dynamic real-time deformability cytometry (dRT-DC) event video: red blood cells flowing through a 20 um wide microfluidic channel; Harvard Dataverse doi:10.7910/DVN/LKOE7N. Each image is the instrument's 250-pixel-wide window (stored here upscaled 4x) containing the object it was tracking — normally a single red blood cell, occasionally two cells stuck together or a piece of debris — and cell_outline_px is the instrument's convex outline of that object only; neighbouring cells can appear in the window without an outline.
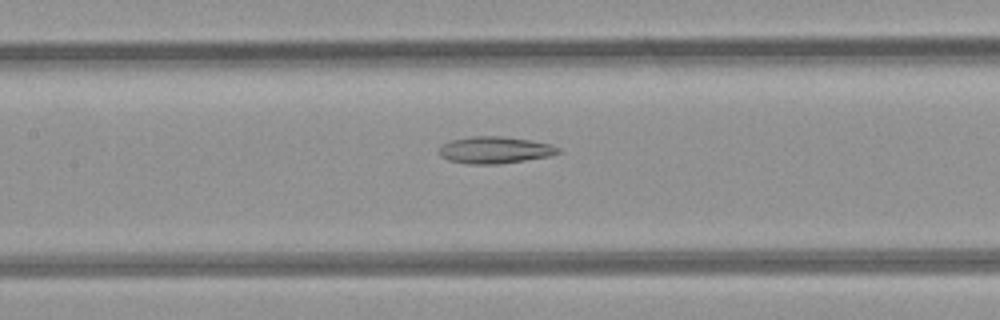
{"species": "common noctule bat (a hibernating species)", "species_latin": "Nyctalus noctula", "temperature_condition": "room temperature", "stored_images_in_passage": 37, "camera_frame_rate_fps": 3000, "um_per_image_px": 0.085, "animal": {"sex": "female", "body_mass_g": 21.9}, "frame": {"image": 1, "passage_image": 11, "time_ms": 3.333, "image_size_px": [1000, 320], "cell_outline_px": [[560, 152], [548, 156], [524, 160], [496, 164], [468, 164], [448, 160], [440, 156], [440, 148], [444, 144], [452, 140], [472, 136], [500, 136], [532, 140], [552, 144], [560, 148]], "centroid_in_image_um": [42.08, 12.74], "position_along_channel_um": 165.3, "area_um2": 18.5}}
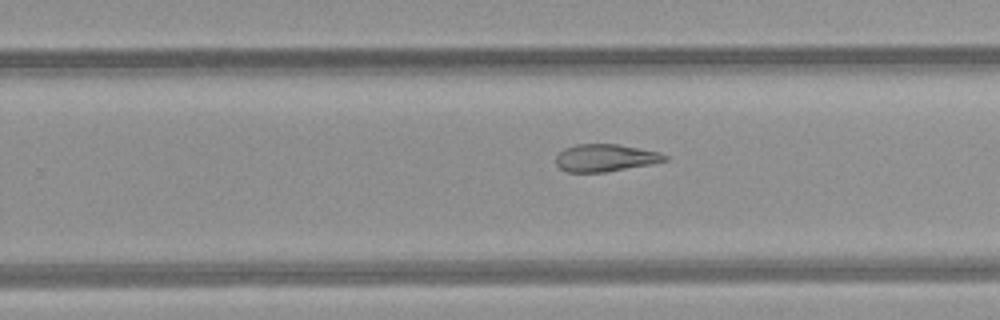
{"frame": {"image": 2, "passage_image": 19, "time_ms": 6.0, "image_size_px": [1000, 320], "cell_outline_px": [[668, 160], [652, 164], [604, 172], [568, 172], [560, 168], [556, 164], [556, 156], [564, 148], [576, 144], [616, 144], [660, 152], [668, 156]], "centroid_in_image_um": [51.46, 13.41], "position_along_channel_um": 278.3, "area_um2": 17.34}}
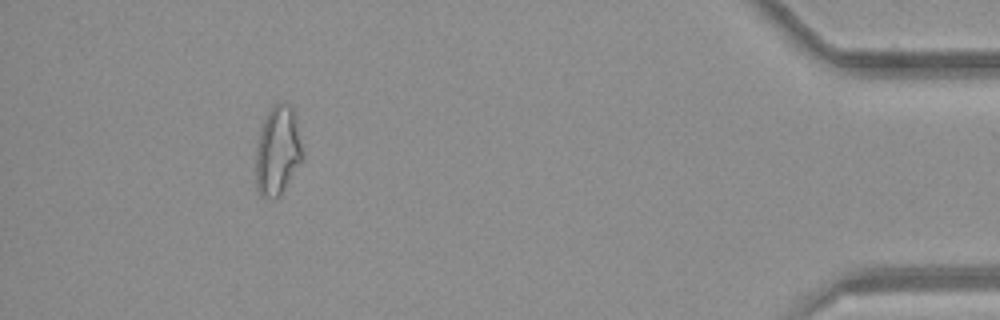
{"frame": {"image": 3, "passage_image": 33, "time_ms": 10.667, "image_size_px": [1000, 320], "cell_outline_px": [[304, 160], [280, 196], [276, 200], [272, 200], [260, 196], [256, 188], [256, 144], [264, 120], [268, 112], [276, 104], [288, 104], [292, 108], [304, 156]], "centroid_in_image_um": [23.6, 12.93], "position_along_channel_um": 411.6, "area_um2": 24.33}, "authors_computed_cell_mechanics": {"area_um2": 20.0566, "velocity_mm_per_s": 4.2544, "shape_relaxation_time_tau1_ms": null, "shape_relaxation_time_tau2_ms": 8.1041, "deformation_change_tau1": null, "deformation_change_tau2": 0.2085}}